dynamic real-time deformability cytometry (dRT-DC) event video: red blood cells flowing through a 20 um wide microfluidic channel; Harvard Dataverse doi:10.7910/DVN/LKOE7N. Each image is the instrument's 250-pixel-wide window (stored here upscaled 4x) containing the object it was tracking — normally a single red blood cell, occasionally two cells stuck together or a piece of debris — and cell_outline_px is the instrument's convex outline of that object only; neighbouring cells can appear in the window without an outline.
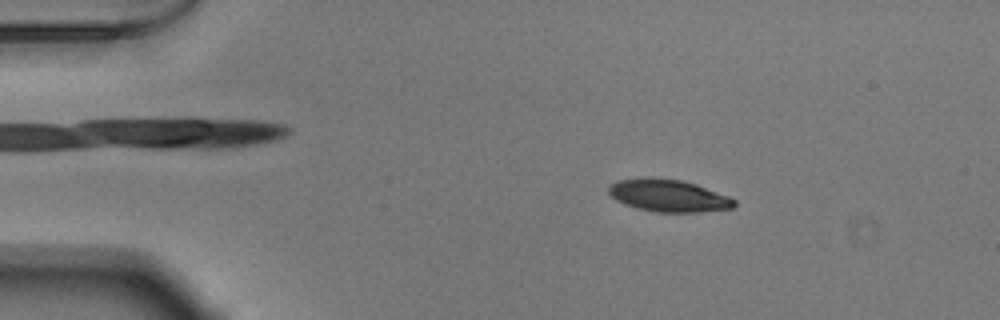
{"species": "Egyptian fruit bat (a non-hibernating species)", "species_latin": "Rousettus aegyptiacus", "temperature_condition": "warm", "stored_images_in_passage": 53, "camera_frame_rate_fps": 3000, "um_per_image_px": 0.085, "animal": {"sex": "male"}, "frame": {"image": 1, "passage_image": 9, "time_ms": 2.667, "image_size_px": [1000, 320], "cell_outline_px": [[736, 204], [732, 208], [700, 212], [656, 212], [636, 208], [624, 204], [616, 200], [608, 192], [608, 188], [616, 180], [648, 176], [652, 176], [684, 180], [696, 184], [728, 196], [736, 200]], "centroid_in_image_um": [56.79, 16.61], "position_along_channel_um": 28.2, "area_um2": 23.93}}
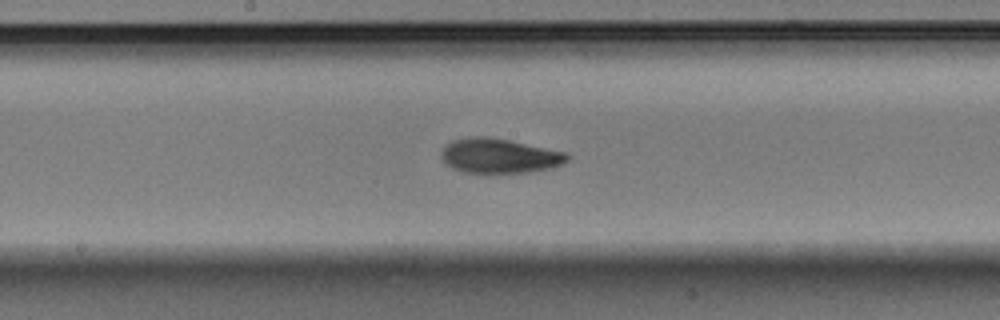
{"frame": {"image": 2, "passage_image": 28, "time_ms": 9.0, "image_size_px": [1000, 320], "cell_outline_px": [[572, 156], [564, 164], [552, 168], [528, 172], [460, 172], [452, 168], [440, 156], [440, 152], [452, 140], [476, 136], [488, 136], [568, 152]], "centroid_in_image_um": [42.5, 13.24], "position_along_channel_um": 205.7, "area_um2": 25.43}}
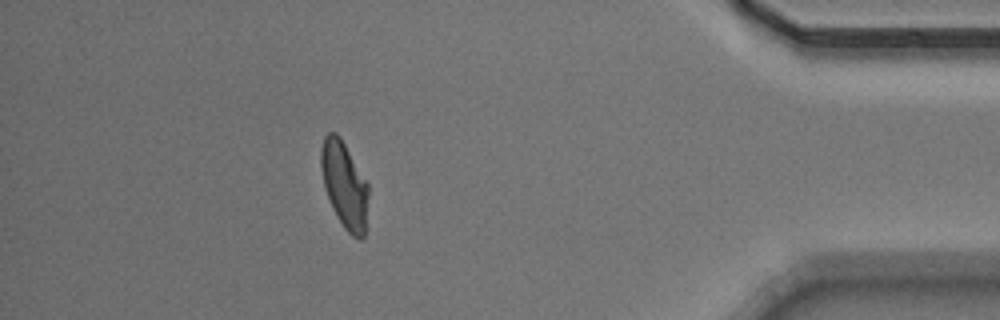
{"frame": {"image": 3, "passage_image": 47, "time_ms": 15.333, "image_size_px": [1000, 320], "cell_outline_px": [[368, 196], [364, 236], [360, 240], [352, 236], [344, 228], [336, 216], [328, 196], [324, 184], [320, 168], [320, 148], [324, 136], [328, 132], [336, 132], [340, 136], [368, 184]], "centroid_in_image_um": [29.26, 15.69], "position_along_channel_um": 405.9, "area_um2": 23.76}, "authors_computed_cell_mechanics": {"area_um2": 24.3916, "velocity_mm_per_s": 3.8481, "shape_relaxation_time_tau1_ms": 5.1521, "shape_relaxation_time_tau2_ms": 2.4689, "deformation_change_tau1": 0.1724, "deformation_change_tau2": 0.0836}}